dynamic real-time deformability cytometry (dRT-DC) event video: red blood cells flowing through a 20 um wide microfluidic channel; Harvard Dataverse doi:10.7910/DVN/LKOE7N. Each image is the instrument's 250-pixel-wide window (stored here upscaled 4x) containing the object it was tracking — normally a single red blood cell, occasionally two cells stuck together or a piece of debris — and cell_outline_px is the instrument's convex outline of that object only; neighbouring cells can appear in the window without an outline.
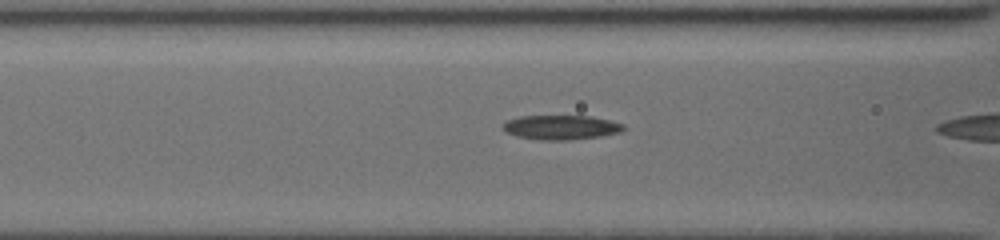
{"species": "common noctule bat (a hibernating species)", "species_latin": "Nyctalus noctula", "temperature_condition": "cold", "stored_images_in_passage": 31, "camera_frame_rate_fps": 3000, "um_per_image_px": 0.085, "animal": {"sex": "female", "body_mass_g": 19.5, "forearm_length_mm": 54.1}, "frame": {"image": 1, "passage_image": 25, "time_ms": 5.0, "image_size_px": [1000, 240], "cell_outline_px": [[628, 128], [620, 132], [600, 136], [568, 140], [540, 140], [516, 136], [504, 132], [500, 128], [500, 124], [508, 120], [520, 116], [592, 116], [624, 124]], "centroid_in_image_um": [47.64, 10.82], "position_along_channel_um": 119.0, "area_um2": 17.4}}